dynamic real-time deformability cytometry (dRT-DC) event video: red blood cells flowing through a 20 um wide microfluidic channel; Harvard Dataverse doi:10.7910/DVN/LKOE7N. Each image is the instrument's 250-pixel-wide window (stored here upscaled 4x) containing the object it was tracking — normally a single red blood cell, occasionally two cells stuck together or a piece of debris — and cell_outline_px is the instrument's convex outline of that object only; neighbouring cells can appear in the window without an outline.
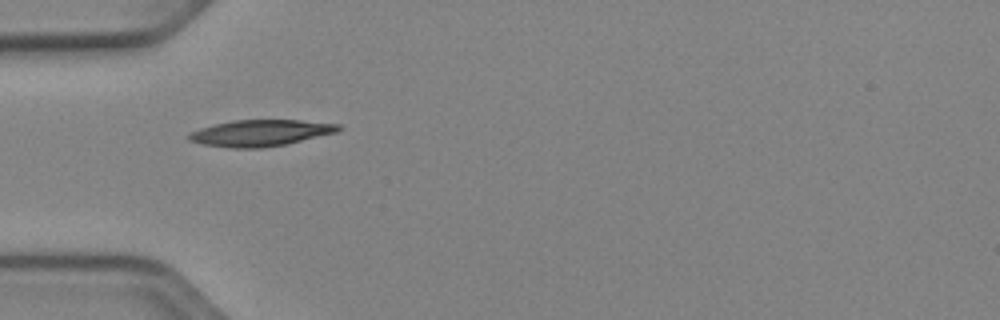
{"species": "Egyptian fruit bat (a non-hibernating species)", "species_latin": "Rousettus aegyptiacus", "temperature_condition": "cold", "stored_images_in_passage": 36, "camera_frame_rate_fps": 3000, "um_per_image_px": 0.085, "animal": {"sex": "female"}, "frame": {"image": 1, "passage_image": 1, "time_ms": 0.0, "image_size_px": [1000, 320], "cell_outline_px": [[344, 128], [336, 132], [284, 144], [260, 148], [232, 148], [200, 144], [188, 140], [184, 136], [200, 128], [212, 124], [232, 120], [300, 120], [340, 124]], "centroid_in_image_um": [22.08, 11.29], "position_along_channel_um": 62.9, "area_um2": 23.0}}
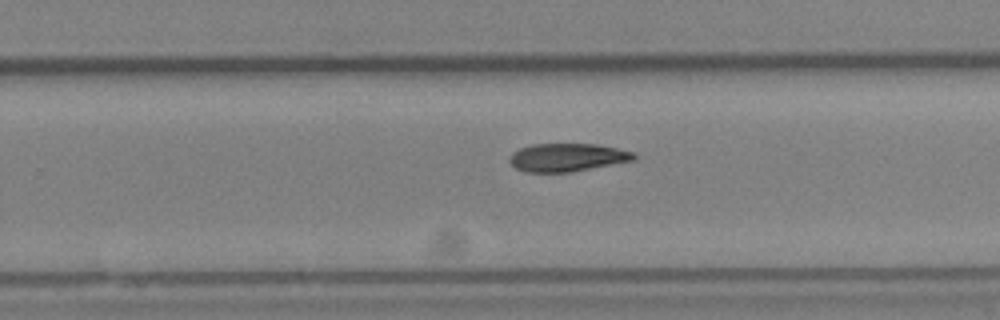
{"frame": {"image": 2, "passage_image": 18, "time_ms": 5.667, "image_size_px": [1000, 320], "cell_outline_px": [[636, 160], [572, 172], [524, 172], [516, 168], [508, 160], [512, 152], [520, 148], [532, 144], [596, 144], [636, 152]], "centroid_in_image_um": [48.23, 13.38], "position_along_channel_um": 281.6, "area_um2": 20.52}}
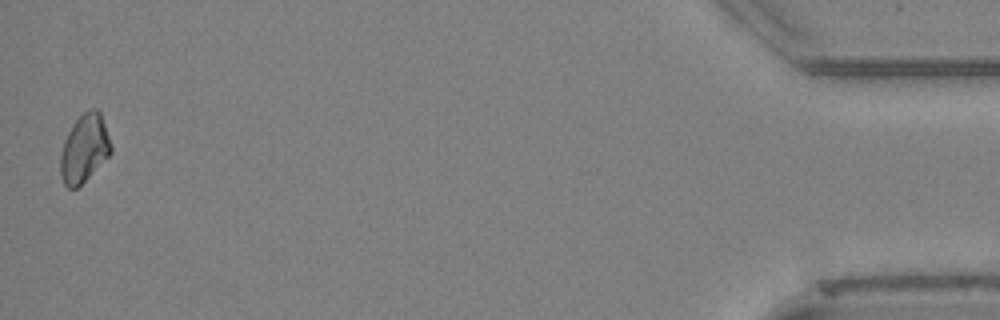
{"frame": {"image": 3, "passage_image": 36, "time_ms": 11.667, "image_size_px": [1000, 320], "cell_outline_px": [[112, 152], [76, 188], [68, 188], [64, 184], [60, 176], [60, 156], [64, 140], [72, 124], [84, 112], [92, 108], [96, 108], [100, 112], [112, 144]], "centroid_in_image_um": [7.16, 12.6], "position_along_channel_um": 428.0, "area_um2": 19.77}, "authors_computed_cell_mechanics": {"area_um2": 20.6057, "velocity_mm_per_s": 3.9042, "shape_relaxation_time_tau1_ms": 6.5125, "shape_relaxation_time_tau2_ms": null, "deformation_change_tau1": 0.1378, "deformation_change_tau2": null}}